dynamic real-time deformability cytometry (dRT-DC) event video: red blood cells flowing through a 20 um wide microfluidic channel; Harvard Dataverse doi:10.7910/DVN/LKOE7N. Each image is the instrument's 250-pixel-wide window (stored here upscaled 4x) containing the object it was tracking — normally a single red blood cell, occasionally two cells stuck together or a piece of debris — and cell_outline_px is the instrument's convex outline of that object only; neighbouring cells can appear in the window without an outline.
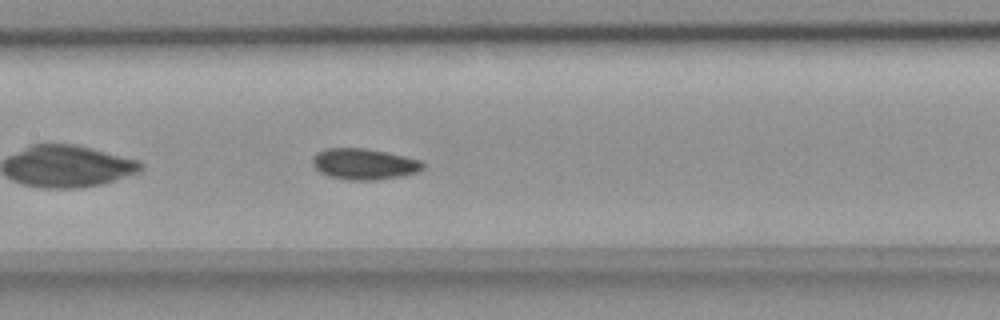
{"species": "common noctule bat (a hibernating species)", "species_latin": "Nyctalus noctula", "temperature_condition": "room temperature", "stored_images_in_passage": 35, "camera_frame_rate_fps": 3000, "um_per_image_px": 0.085, "animal": {"sex": "female", "body_mass_g": 18.4}, "frame": {"image": 1, "passage_image": 11, "time_ms": 3.333, "image_size_px": [1000, 320], "cell_outline_px": [[424, 168], [416, 172], [404, 176], [376, 180], [348, 180], [328, 176], [320, 172], [312, 164], [312, 156], [316, 152], [324, 148], [364, 148], [404, 156], [420, 160], [424, 164]], "centroid_in_image_um": [30.91, 13.94], "position_along_channel_um": 176.5, "area_um2": 20.06}}
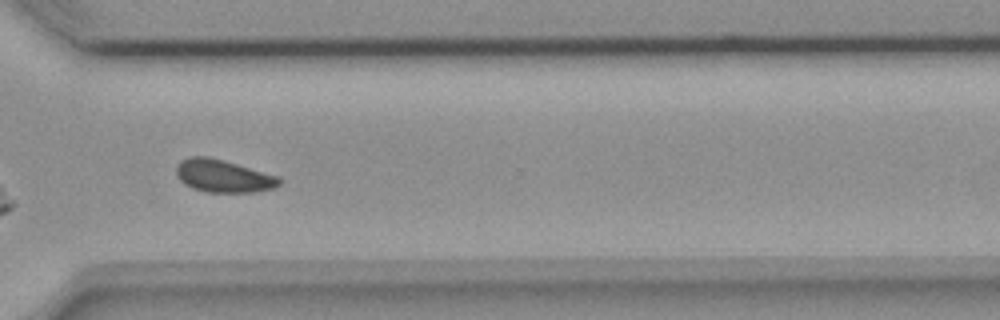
{"frame": {"image": 2, "passage_image": 25, "time_ms": 8.0, "image_size_px": [1000, 320], "cell_outline_px": [[284, 180], [276, 188], [256, 192], [204, 192], [192, 188], [184, 184], [176, 176], [176, 168], [180, 160], [188, 156], [208, 156], [224, 160], [280, 176]], "centroid_in_image_um": [19.0, 14.96], "position_along_channel_um": 351.6, "area_um2": 20.06}, "authors_computed_cell_mechanics": {"area_um2": 19.3052, "velocity_mm_per_s": 3.7451, "shape_relaxation_time_tau1_ms": 11.0422, "shape_relaxation_time_tau2_ms": 2.4122, "deformation_change_tau1": 0.1264, "deformation_change_tau2": 0.0648}}